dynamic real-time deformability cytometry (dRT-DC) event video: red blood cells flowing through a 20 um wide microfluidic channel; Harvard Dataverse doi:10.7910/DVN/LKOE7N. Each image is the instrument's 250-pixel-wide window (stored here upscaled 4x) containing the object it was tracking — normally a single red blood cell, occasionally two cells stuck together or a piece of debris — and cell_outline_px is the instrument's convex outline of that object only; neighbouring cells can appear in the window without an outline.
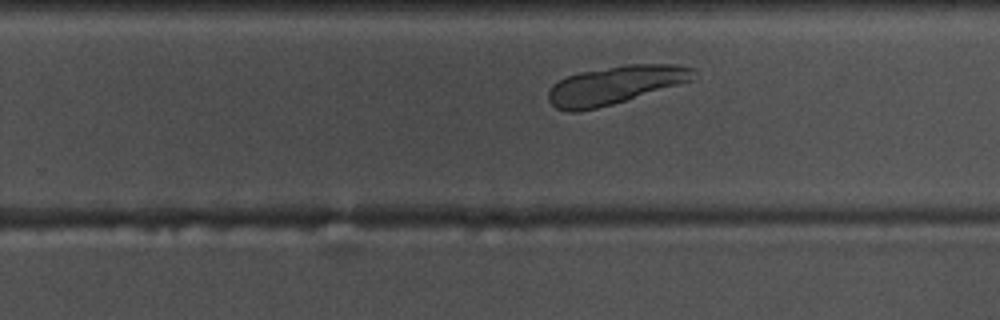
{"species": "common noctule bat (a hibernating species)", "species_latin": "Nyctalus noctula", "temperature_condition": "warm", "stored_images_in_passage": 32, "camera_frame_rate_fps": 3000, "um_per_image_px": 0.085, "animal": {"sex": "male", "body_mass_g": 17.5, "forearm_length_mm": 52.3}, "frame": {"image": 1, "passage_image": 23, "time_ms": 7.333, "image_size_px": [1000, 320], "cell_outline_px": [[696, 80], [612, 104], [596, 108], [576, 112], [568, 112], [556, 108], [548, 100], [548, 92], [552, 84], [568, 76], [580, 72], [624, 64], [676, 64], [696, 68]], "centroid_in_image_um": [52.34, 7.21], "position_along_channel_um": 277.5, "area_um2": 32.6}}